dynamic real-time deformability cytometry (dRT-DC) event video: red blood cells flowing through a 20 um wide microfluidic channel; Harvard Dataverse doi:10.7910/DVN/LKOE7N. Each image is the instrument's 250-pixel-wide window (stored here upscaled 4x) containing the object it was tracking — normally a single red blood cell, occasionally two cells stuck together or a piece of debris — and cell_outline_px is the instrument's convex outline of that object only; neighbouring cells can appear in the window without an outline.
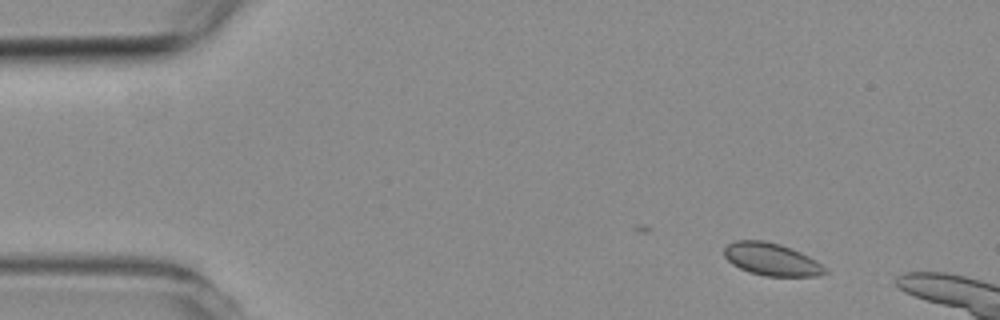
{"species": "common noctule bat (a hibernating species)", "species_latin": "Nyctalus noctula", "temperature_condition": "room temperature", "stored_images_in_passage": 7, "camera_frame_rate_fps": 3000, "um_per_image_px": 0.085, "animal": {"sex": "female", "body_mass_g": 19.3, "forearm_length_mm": 54.1}, "frame": {"image": 1, "passage_image": 1, "time_ms": 0.0, "image_size_px": [1000, 320], "cell_outline_px": [[828, 272], [820, 276], [764, 276], [748, 272], [732, 264], [724, 256], [724, 248], [728, 244], [736, 240], [764, 240], [780, 244], [800, 252], [816, 260]], "centroid_in_image_um": [65.56, 22.04], "position_along_channel_um": 19.4, "area_um2": 19.07}}
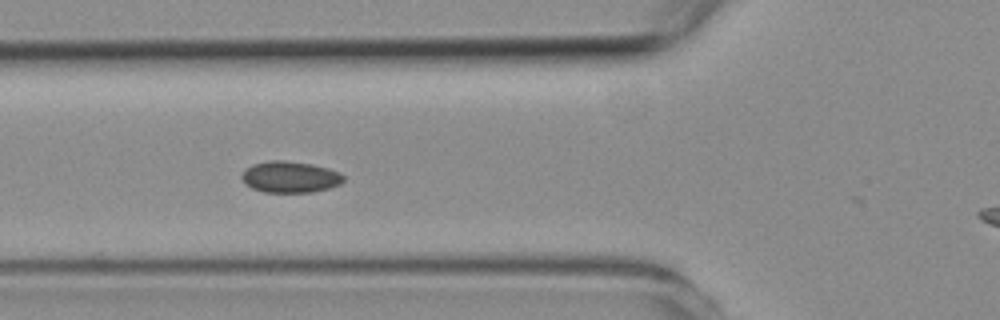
{"frame": {"image": 2, "passage_image": 5, "time_ms": 4.333, "image_size_px": [1000, 320], "cell_outline_px": [[344, 180], [340, 184], [328, 188], [312, 192], [264, 192], [252, 188], [244, 184], [240, 176], [244, 168], [252, 164], [272, 160], [284, 160], [312, 164], [328, 168], [340, 172], [344, 176]], "centroid_in_image_um": [24.62, 15.03], "position_along_channel_um": 101.2, "area_um2": 18.79}}
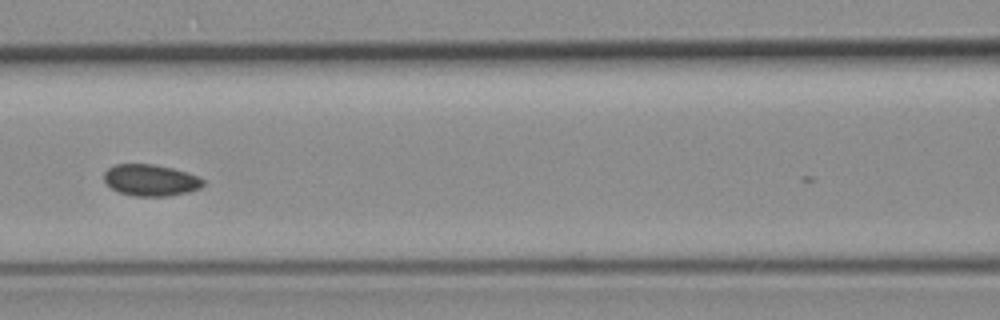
{"frame": {"image": 3, "passage_image": 6, "time_ms": 5.667, "image_size_px": [1000, 320], "cell_outline_px": [[204, 184], [200, 188], [188, 192], [168, 196], [132, 196], [120, 192], [112, 188], [104, 180], [104, 172], [108, 168], [116, 164], [152, 164], [172, 168], [188, 172], [204, 180]], "centroid_in_image_um": [12.81, 15.31], "position_along_channel_um": 153.8, "area_um2": 18.15}}